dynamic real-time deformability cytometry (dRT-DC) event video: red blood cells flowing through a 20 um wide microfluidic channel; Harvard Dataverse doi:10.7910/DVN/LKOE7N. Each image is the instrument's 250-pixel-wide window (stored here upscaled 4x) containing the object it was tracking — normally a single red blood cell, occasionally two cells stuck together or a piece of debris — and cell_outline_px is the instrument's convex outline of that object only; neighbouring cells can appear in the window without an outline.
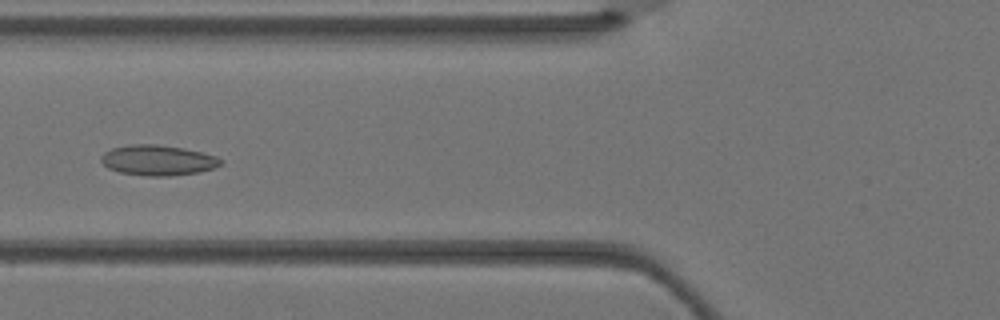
{"species": "Egyptian fruit bat (a non-hibernating species)", "species_latin": "Rousettus aegyptiacus", "temperature_condition": "warm", "stored_images_in_passage": 5, "camera_frame_rate_fps": 3000, "um_per_image_px": 0.085, "animal": {"sex": "female"}, "frame": {"image": 1, "passage_image": 5, "time_ms": 1.333, "image_size_px": [1000, 320], "cell_outline_px": [[224, 160], [220, 164], [212, 168], [196, 172], [168, 176], [148, 176], [120, 172], [108, 168], [100, 160], [100, 156], [104, 152], [112, 148], [132, 144], [156, 144], [184, 148], [216, 156]], "centroid_in_image_um": [13.39, 13.61], "position_along_channel_um": 112.4, "area_um2": 20.98}}